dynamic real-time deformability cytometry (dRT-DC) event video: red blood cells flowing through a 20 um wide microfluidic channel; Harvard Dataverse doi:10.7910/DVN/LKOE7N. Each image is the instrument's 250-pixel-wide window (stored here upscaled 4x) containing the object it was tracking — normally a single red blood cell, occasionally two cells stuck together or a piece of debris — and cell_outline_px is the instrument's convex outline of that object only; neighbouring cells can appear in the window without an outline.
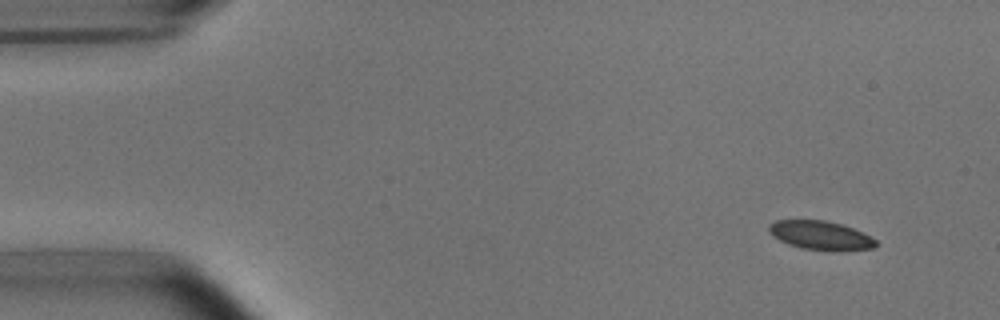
{"species": "common noctule bat (a hibernating species)", "species_latin": "Nyctalus noctula", "temperature_condition": "room temperature", "stored_images_in_passage": 5, "camera_frame_rate_fps": 3000, "um_per_image_px": 0.085, "animal": {"sex": "male", "body_mass_g": 15.6}, "frame": {"image": 1, "passage_image": 1, "time_ms": 0.0, "image_size_px": [1000, 320], "cell_outline_px": [[880, 244], [876, 248], [840, 252], [836, 252], [800, 248], [788, 244], [772, 236], [768, 232], [768, 224], [776, 220], [824, 220], [840, 224], [852, 228], [876, 240]], "centroid_in_image_um": [69.76, 20.03], "position_along_channel_um": 15.2, "area_um2": 18.32}}
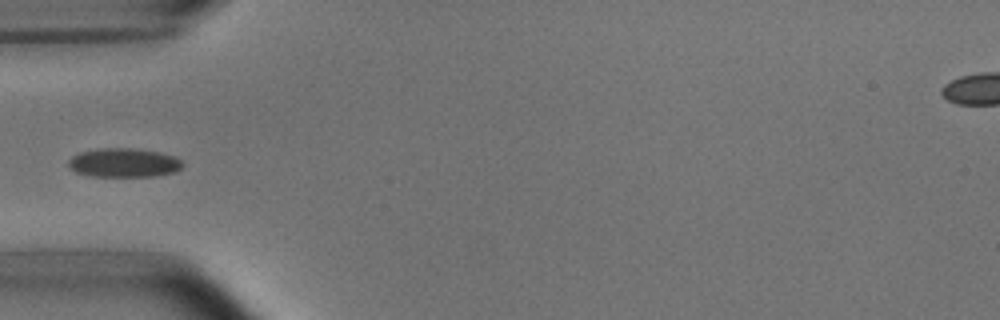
{"frame": {"image": 2, "passage_image": 4, "time_ms": 4.333, "image_size_px": [1000, 320], "cell_outline_px": [[184, 164], [176, 172], [156, 176], [88, 176], [76, 172], [68, 168], [68, 160], [72, 156], [80, 152], [100, 148], [132, 148], [160, 152], [176, 156]], "centroid_in_image_um": [10.52, 13.83], "position_along_channel_um": 74.5, "area_um2": 19.48}}